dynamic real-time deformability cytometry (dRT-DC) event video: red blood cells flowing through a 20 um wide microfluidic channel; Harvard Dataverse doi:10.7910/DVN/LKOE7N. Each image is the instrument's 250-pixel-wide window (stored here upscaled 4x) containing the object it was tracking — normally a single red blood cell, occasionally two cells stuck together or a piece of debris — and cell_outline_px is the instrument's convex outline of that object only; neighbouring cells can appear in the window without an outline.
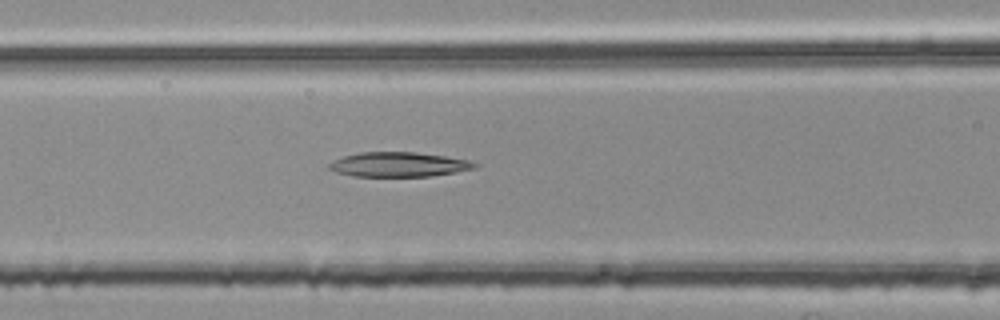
{"species": "common noctule bat (a hibernating species)", "species_latin": "Nyctalus noctula", "temperature_condition": "room temperature", "stored_images_in_passage": 39, "segment_of_instrument_passage": [2, 2], "camera_frame_rate_fps": 3000, "um_per_image_px": 0.085, "animal": {"sex": "female", "body_mass_g": 25.1}, "frame": {"image": 1, "passage_image": 22, "time_ms": 7.0, "image_size_px": [1000, 320], "cell_outline_px": [[480, 164], [476, 168], [456, 172], [428, 176], [352, 176], [336, 172], [328, 168], [328, 164], [332, 160], [344, 156], [360, 152], [416, 152], [472, 160]], "centroid_in_image_um": [33.91, 13.97], "position_along_channel_um": 132.7, "area_um2": 20.98}}
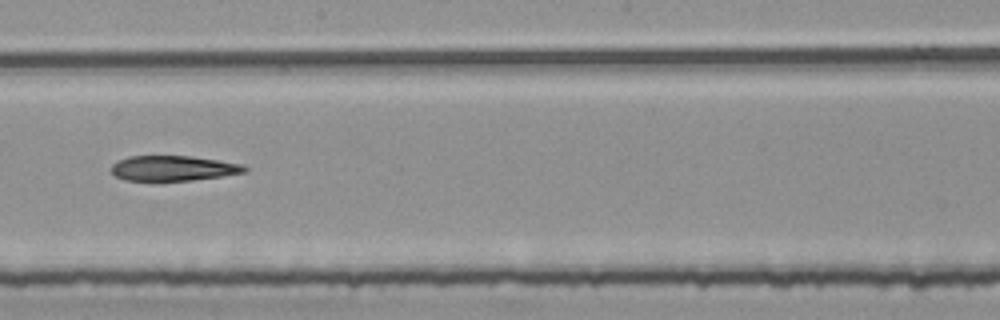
{"frame": {"image": 2, "passage_image": 30, "time_ms": 9.667, "image_size_px": [1000, 320], "cell_outline_px": [[248, 168], [244, 172], [220, 176], [192, 180], [124, 180], [116, 176], [112, 172], [112, 164], [128, 156], [192, 156], [244, 164]], "centroid_in_image_um": [14.73, 14.29], "position_along_channel_um": 233.5, "area_um2": 19.31}}
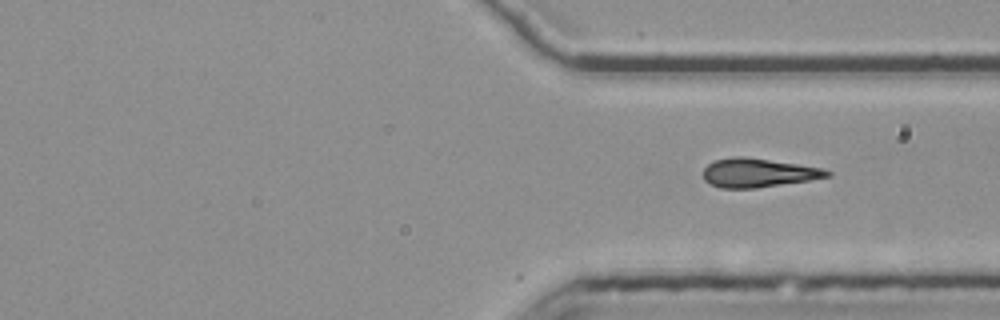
{"frame": {"image": 3, "passage_image": 39, "time_ms": 12.667, "image_size_px": [1000, 320], "cell_outline_px": [[832, 176], [808, 180], [756, 188], [720, 188], [704, 180], [704, 168], [708, 164], [716, 160], [732, 156], [744, 156], [796, 164], [820, 168], [832, 172]], "centroid_in_image_um": [64.42, 14.68], "position_along_channel_um": 347.0, "area_um2": 20.58}}